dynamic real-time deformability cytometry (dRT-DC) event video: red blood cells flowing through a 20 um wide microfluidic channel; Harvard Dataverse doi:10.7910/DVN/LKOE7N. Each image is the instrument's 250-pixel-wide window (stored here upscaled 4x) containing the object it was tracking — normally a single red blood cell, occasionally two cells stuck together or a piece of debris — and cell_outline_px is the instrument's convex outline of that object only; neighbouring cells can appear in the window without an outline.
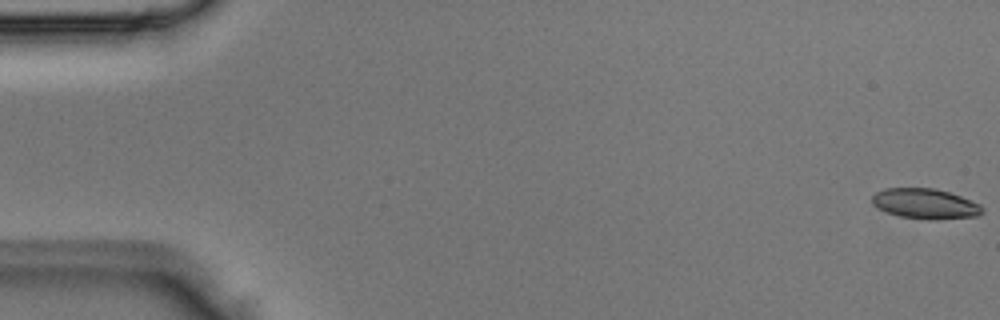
{"species": "Egyptian fruit bat (a non-hibernating species)", "species_latin": "Rousettus aegyptiacus", "temperature_condition": "room temperature", "stored_images_in_passage": 4, "camera_frame_rate_fps": 3000, "um_per_image_px": 0.085, "animal": {"sex": "male"}, "frame": {"image": 1, "passage_image": 1, "time_ms": 0.0, "image_size_px": [1000, 320], "cell_outline_px": [[984, 212], [980, 216], [900, 216], [888, 212], [872, 204], [872, 196], [876, 192], [884, 188], [936, 188], [960, 196], [980, 204], [984, 208]], "centroid_in_image_um": [78.62, 17.24], "position_along_channel_um": 6.4, "area_um2": 18.26}}
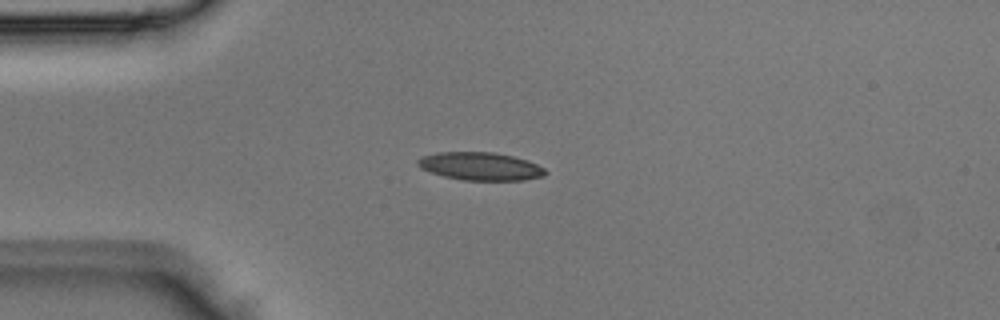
{"frame": {"image": 2, "passage_image": 3, "time_ms": 0.667, "image_size_px": [1000, 320], "cell_outline_px": [[548, 172], [544, 176], [524, 180], [464, 180], [444, 176], [420, 168], [416, 164], [416, 160], [424, 156], [436, 152], [492, 152], [512, 156], [528, 160], [544, 168]], "centroid_in_image_um": [40.84, 14.13], "position_along_channel_um": 44.2, "area_um2": 20.75}}